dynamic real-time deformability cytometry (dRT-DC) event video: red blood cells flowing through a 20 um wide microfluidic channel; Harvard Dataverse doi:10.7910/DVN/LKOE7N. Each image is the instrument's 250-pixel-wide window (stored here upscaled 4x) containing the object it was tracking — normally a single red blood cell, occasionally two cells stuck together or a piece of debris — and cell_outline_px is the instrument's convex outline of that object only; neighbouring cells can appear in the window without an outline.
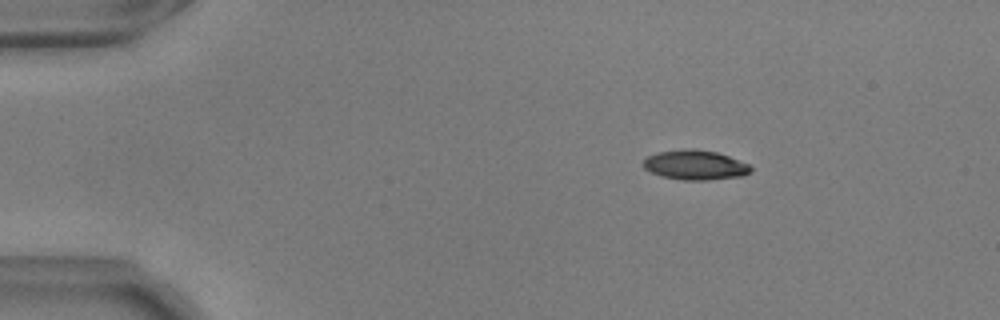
{"species": "common noctule bat (a hibernating species)", "species_latin": "Nyctalus noctula", "temperature_condition": "warm", "stored_images_in_passage": 47, "camera_frame_rate_fps": 3000, "um_per_image_px": 0.085, "animal": {"sex": "male", "body_mass_g": 17.9, "forearm_length_mm": 54.2}, "frame": {"image": 1, "passage_image": 1, "time_ms": 0.0, "image_size_px": [1000, 320], "cell_outline_px": [[752, 172], [744, 176], [708, 180], [684, 180], [660, 176], [644, 168], [644, 160], [648, 156], [656, 152], [684, 148], [692, 148], [716, 152], [728, 156], [748, 164], [752, 168]], "centroid_in_image_um": [59.1, 14.02], "position_along_channel_um": 25.9, "area_um2": 18.67}}
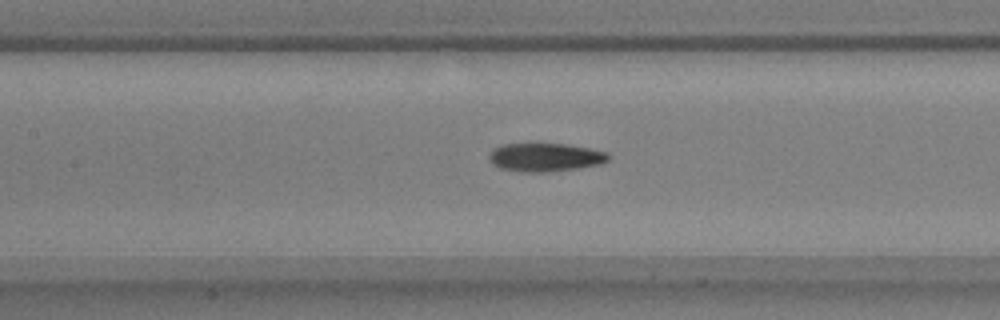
{"frame": {"image": 2, "passage_image": 18, "time_ms": 5.667, "image_size_px": [1000, 320], "cell_outline_px": [[612, 156], [608, 160], [600, 164], [580, 168], [548, 172], [520, 172], [500, 168], [492, 164], [488, 160], [488, 156], [492, 148], [504, 144], [536, 140], [568, 144], [608, 152]], "centroid_in_image_um": [46.3, 13.32], "position_along_channel_um": 161.1, "area_um2": 20.92}}
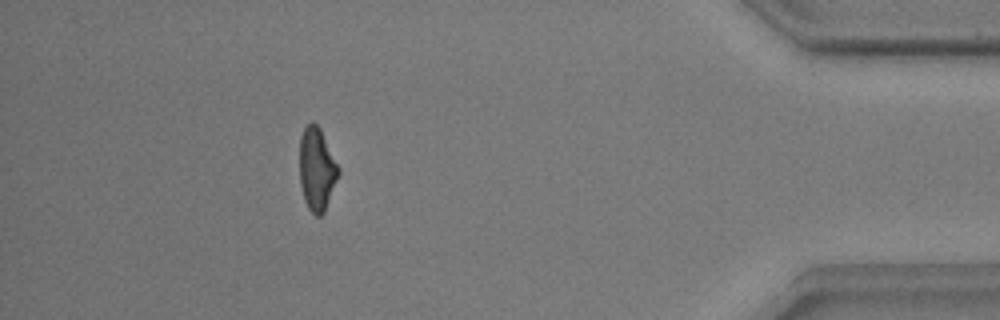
{"frame": {"image": 3, "passage_image": 42, "time_ms": 13.667, "image_size_px": [1000, 320], "cell_outline_px": [[340, 172], [324, 212], [320, 216], [316, 216], [308, 208], [304, 200], [300, 184], [300, 136], [304, 128], [312, 120], [320, 128], [340, 168]], "centroid_in_image_um": [26.93, 14.37], "position_along_channel_um": 408.3, "area_um2": 18.79}, "authors_computed_cell_mechanics": {"area_um2": 19.4208, "velocity_mm_per_s": 3.6758, "shape_relaxation_time_tau1_ms": 3.1003, "shape_relaxation_time_tau2_ms": 2.6253, "deformation_change_tau1": 0.1509, "deformation_change_tau2": 0.1097}}